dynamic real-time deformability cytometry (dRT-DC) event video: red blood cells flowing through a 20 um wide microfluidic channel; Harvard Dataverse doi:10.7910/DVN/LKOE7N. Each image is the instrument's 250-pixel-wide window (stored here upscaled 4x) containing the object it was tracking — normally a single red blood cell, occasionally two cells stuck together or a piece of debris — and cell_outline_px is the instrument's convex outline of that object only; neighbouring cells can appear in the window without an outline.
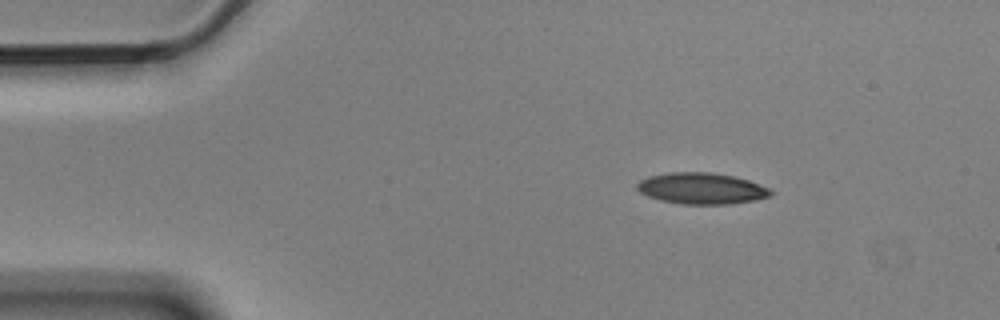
{"species": "Egyptian fruit bat (a non-hibernating species)", "species_latin": "Rousettus aegyptiacus", "temperature_condition": "cold", "stored_images_in_passage": 48, "camera_frame_rate_fps": 3000, "um_per_image_px": 0.085, "animal": {"sex": "male"}, "frame": {"image": 1, "passage_image": 1, "time_ms": 0.0, "image_size_px": [1000, 320], "cell_outline_px": [[776, 192], [772, 196], [756, 200], [728, 204], [680, 204], [660, 200], [648, 196], [640, 192], [636, 188], [636, 184], [640, 180], [648, 176], [668, 172], [712, 172], [736, 176], [772, 188]], "centroid_in_image_um": [59.68, 16.01], "position_along_channel_um": 25.3, "area_um2": 24.8}}
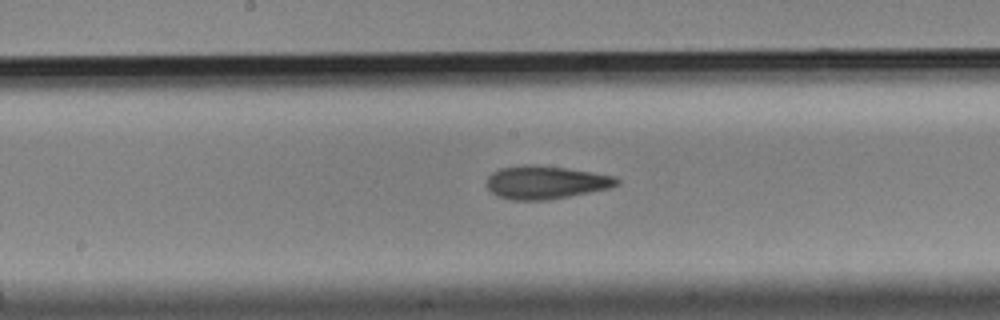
{"frame": {"image": 2, "passage_image": 21, "time_ms": 6.667, "image_size_px": [1000, 320], "cell_outline_px": [[620, 184], [608, 188], [548, 200], [512, 200], [496, 196], [488, 188], [488, 176], [492, 172], [500, 168], [524, 164], [532, 164], [568, 168], [616, 176], [620, 180]], "centroid_in_image_um": [46.38, 15.49], "position_along_channel_um": 201.8, "area_um2": 25.14}}
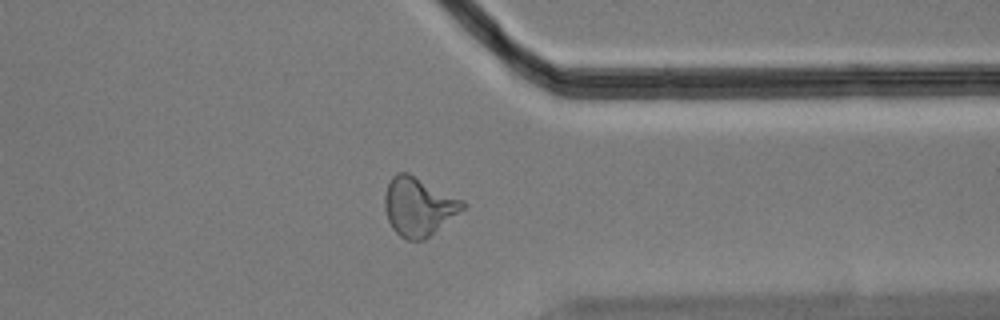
{"frame": {"image": 3, "passage_image": 36, "time_ms": 11.667, "image_size_px": [1000, 320], "cell_outline_px": [[468, 204], [464, 208], [424, 240], [408, 240], [400, 236], [392, 228], [388, 220], [384, 208], [384, 196], [388, 184], [392, 176], [396, 172], [408, 172], [464, 200]], "centroid_in_image_um": [35.56, 17.54], "position_along_channel_um": 375.8, "area_um2": 26.53}, "authors_computed_cell_mechanics": {"area_um2": 25.0274, "velocity_mm_per_s": 3.5741, "shape_relaxation_time_tau1_ms": 7.5918, "shape_relaxation_time_tau2_ms": 2.3522, "deformation_change_tau1": 0.1859, "deformation_change_tau2": 0.1061}}